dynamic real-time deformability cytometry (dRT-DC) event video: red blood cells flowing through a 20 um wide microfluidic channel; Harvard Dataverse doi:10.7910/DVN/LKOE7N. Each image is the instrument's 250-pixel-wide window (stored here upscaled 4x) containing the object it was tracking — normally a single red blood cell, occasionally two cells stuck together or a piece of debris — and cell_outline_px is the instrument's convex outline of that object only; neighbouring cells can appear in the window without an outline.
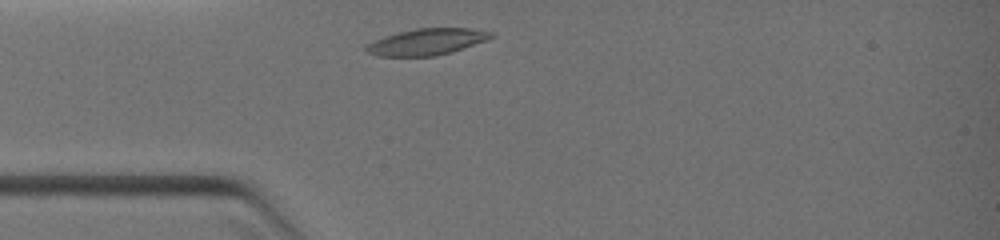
{"species": "common noctule bat (a hibernating species)", "species_latin": "Nyctalus noctula", "temperature_condition": "warm", "stored_images_in_passage": 1, "camera_frame_rate_fps": 3000, "um_per_image_px": 0.085, "animal": {"sex": "female", "body_mass_g": 19.0, "forearm_length_mm": 51.5}, "frame": {"image": 1, "passage_image": 1, "time_ms": 0.0, "image_size_px": [1000, 240], "cell_outline_px": [[496, 36], [488, 40], [452, 52], [436, 56], [376, 56], [368, 52], [364, 48], [364, 44], [384, 36], [416, 28], [468, 28], [496, 32]], "centroid_in_image_um": [36.31, 3.55], "position_along_channel_um": 48.7, "area_um2": 19.48}}